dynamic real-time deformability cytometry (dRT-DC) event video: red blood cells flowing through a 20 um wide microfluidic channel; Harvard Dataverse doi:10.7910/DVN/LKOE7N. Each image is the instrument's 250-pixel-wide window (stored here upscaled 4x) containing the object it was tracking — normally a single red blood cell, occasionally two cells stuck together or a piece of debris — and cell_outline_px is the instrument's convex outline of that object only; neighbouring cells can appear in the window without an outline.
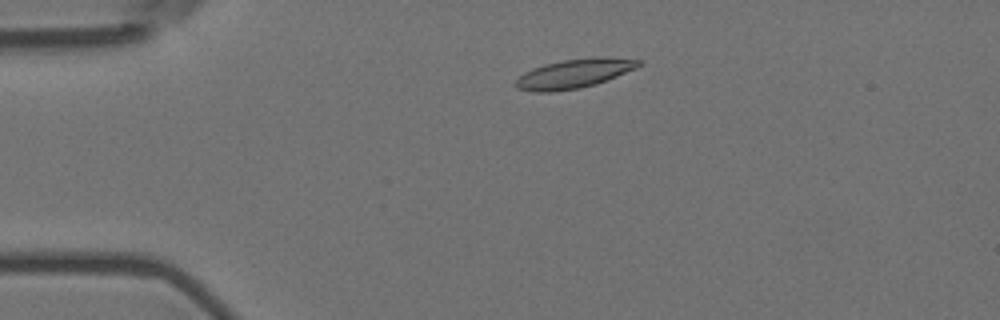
{"species": "Egyptian fruit bat (a non-hibernating species)", "species_latin": "Rousettus aegyptiacus", "temperature_condition": "room temperature", "stored_images_in_passage": 53, "camera_frame_rate_fps": 3000, "um_per_image_px": 0.085, "animal": {"sex": "female"}, "frame": {"image": 1, "passage_image": 9, "time_ms": 2.667, "image_size_px": [1000, 320], "cell_outline_px": [[640, 64], [636, 68], [596, 84], [580, 88], [552, 92], [532, 92], [516, 88], [516, 80], [524, 72], [532, 68], [544, 64], [564, 60], [592, 56], [604, 56], [640, 60]], "centroid_in_image_um": [48.78, 6.25], "position_along_channel_um": 36.2, "area_um2": 20.92}}
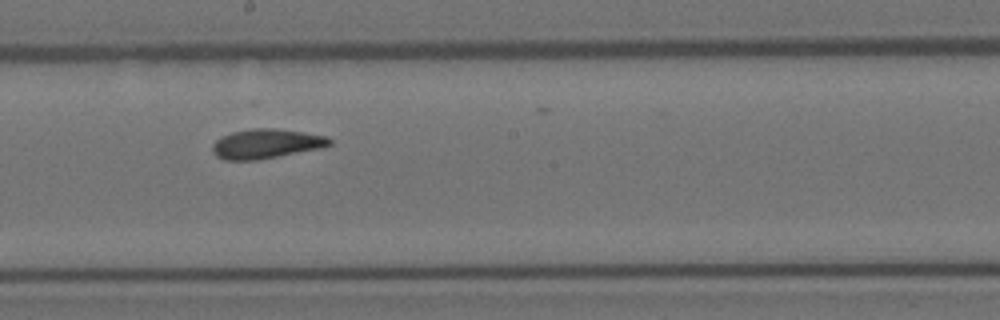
{"frame": {"image": 2, "passage_image": 28, "time_ms": 9.0, "image_size_px": [1000, 320], "cell_outline_px": [[332, 144], [324, 148], [256, 160], [224, 160], [216, 156], [212, 152], [212, 144], [216, 140], [232, 132], [252, 128], [272, 128], [300, 132], [324, 136], [332, 140]], "centroid_in_image_um": [22.61, 12.23], "position_along_channel_um": 225.6, "area_um2": 20.06}}
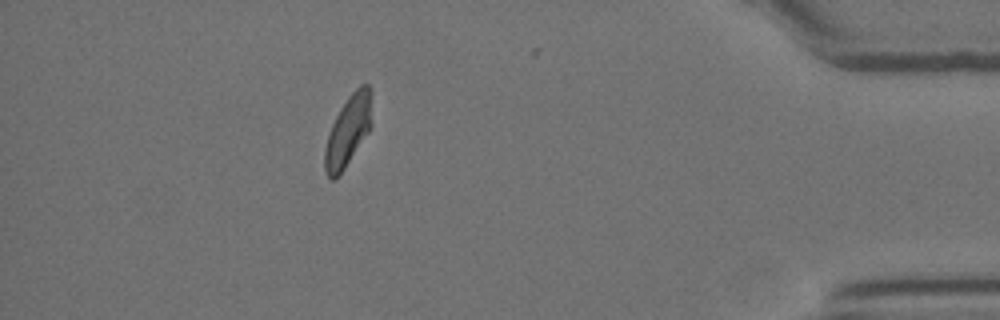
{"frame": {"image": 3, "passage_image": 47, "time_ms": 15.333, "image_size_px": [1000, 320], "cell_outline_px": [[372, 124], [368, 132], [344, 168], [332, 180], [328, 176], [324, 168], [324, 148], [328, 132], [340, 108], [348, 96], [360, 84], [368, 84]], "centroid_in_image_um": [29.55, 11.11], "position_along_channel_um": 405.6, "area_um2": 18.9}, "authors_computed_cell_mechanics": {"area_um2": 19.652, "velocity_mm_per_s": 3.6033, "shape_relaxation_time_tau1_ms": 9.8459, "shape_relaxation_time_tau2_ms": 1.9163, "deformation_change_tau1": 0.209, "deformation_change_tau2": 0.0837}}